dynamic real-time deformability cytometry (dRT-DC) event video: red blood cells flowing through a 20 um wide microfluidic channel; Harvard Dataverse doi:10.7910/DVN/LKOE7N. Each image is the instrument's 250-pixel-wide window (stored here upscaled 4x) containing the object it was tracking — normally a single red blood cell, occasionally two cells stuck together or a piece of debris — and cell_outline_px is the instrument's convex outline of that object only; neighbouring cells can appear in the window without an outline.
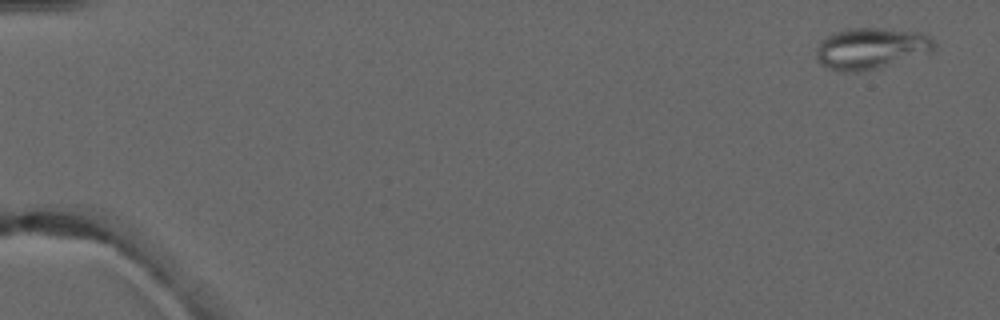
{"species": "common noctule bat (a hibernating species)", "species_latin": "Nyctalus noctula", "temperature_condition": "warm", "stored_images_in_passage": 4, "camera_frame_rate_fps": 3000, "um_per_image_px": 0.085, "animal": {"sex": "male", "forearm_length_mm": 52.5}, "frame": {"image": 1, "passage_image": 1, "time_ms": 0.0, "image_size_px": [1000, 320], "cell_outline_px": [[936, 48], [928, 52], [876, 68], [860, 72], [840, 72], [828, 68], [820, 64], [816, 60], [816, 48], [820, 40], [832, 32], [848, 28], [880, 28], [916, 32], [928, 36], [936, 40]], "centroid_in_image_um": [73.95, 4.11], "position_along_channel_um": 11.1, "area_um2": 28.32}}